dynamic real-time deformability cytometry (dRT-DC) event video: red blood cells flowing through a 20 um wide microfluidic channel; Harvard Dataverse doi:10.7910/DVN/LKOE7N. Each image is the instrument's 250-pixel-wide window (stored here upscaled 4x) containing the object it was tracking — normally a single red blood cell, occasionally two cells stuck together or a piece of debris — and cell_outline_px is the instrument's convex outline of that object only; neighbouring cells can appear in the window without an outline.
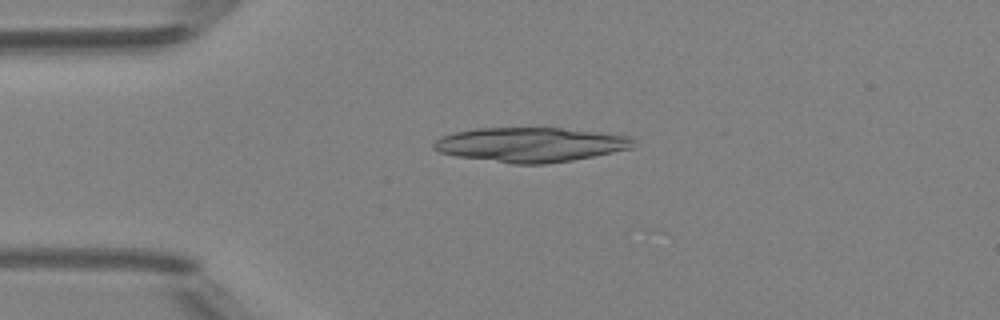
{"species": "Egyptian fruit bat (a non-hibernating species)", "species_latin": "Rousettus aegyptiacus", "temperature_condition": "room temperature", "stored_images_in_passage": 5, "camera_frame_rate_fps": 3000, "um_per_image_px": 0.085, "animal": {"sex": "female"}, "frame": {"image": 1, "passage_image": 4, "time_ms": 3.333, "image_size_px": [1000, 320], "cell_outline_px": [[632, 148], [572, 160], [544, 164], [512, 164], [456, 156], [440, 152], [432, 148], [432, 144], [440, 136], [456, 132], [476, 128], [560, 128], [632, 136]], "centroid_in_image_um": [45.04, 12.3], "position_along_channel_um": 40.0, "area_um2": 39.94}}